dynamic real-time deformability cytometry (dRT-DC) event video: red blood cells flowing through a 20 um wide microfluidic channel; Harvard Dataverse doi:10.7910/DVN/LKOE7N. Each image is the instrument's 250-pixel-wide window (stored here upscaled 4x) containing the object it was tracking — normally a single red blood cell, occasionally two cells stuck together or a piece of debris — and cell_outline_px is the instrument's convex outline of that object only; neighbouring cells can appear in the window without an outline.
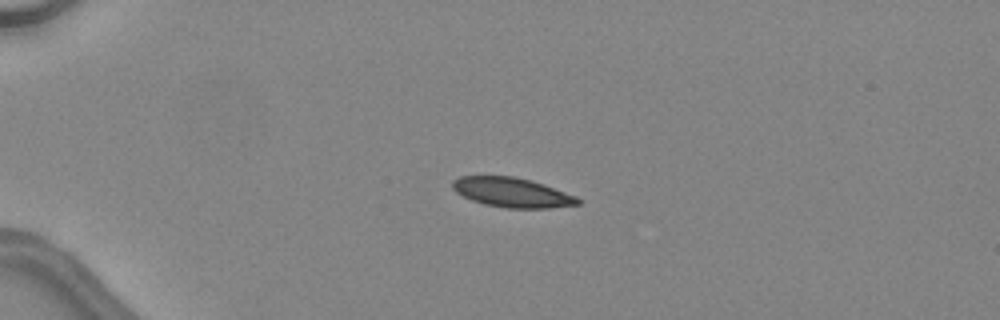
{"species": "common noctule bat (a hibernating species)", "species_latin": "Nyctalus noctula", "temperature_condition": "warm", "stored_images_in_passage": 35, "camera_frame_rate_fps": 3000, "um_per_image_px": 0.085, "animal": {"sex": "female", "body_mass_g": 24.6, "forearm_length_mm": 56.2}, "frame": {"image": 1, "passage_image": 1, "time_ms": 0.0, "image_size_px": [1000, 320], "cell_outline_px": [[580, 204], [548, 208], [508, 208], [484, 204], [472, 200], [456, 192], [452, 188], [452, 180], [460, 176], [516, 176], [532, 180], [544, 184], [576, 196], [580, 200]], "centroid_in_image_um": [43.52, 16.35], "position_along_channel_um": 41.5, "area_um2": 21.62}}
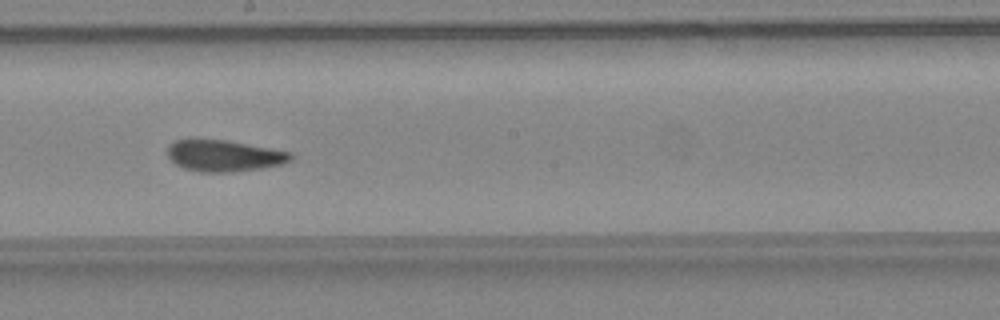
{"frame": {"image": 2, "passage_image": 17, "time_ms": 5.333, "image_size_px": [1000, 320], "cell_outline_px": [[292, 160], [280, 164], [260, 168], [232, 172], [200, 172], [184, 168], [176, 164], [168, 156], [168, 144], [176, 140], [192, 136], [228, 140], [292, 152]], "centroid_in_image_um": [18.98, 13.19], "position_along_channel_um": 229.2, "area_um2": 23.12}}
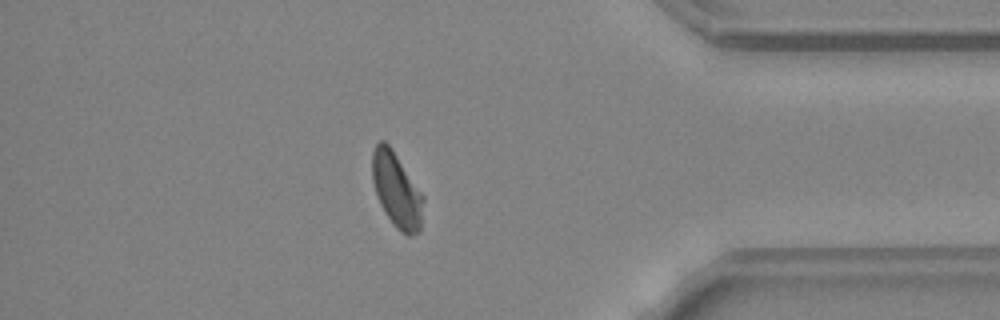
{"frame": {"image": 3, "passage_image": 30, "time_ms": 9.667, "image_size_px": [1000, 320], "cell_outline_px": [[424, 200], [420, 232], [412, 236], [408, 236], [400, 232], [392, 224], [384, 212], [380, 204], [372, 180], [372, 152], [376, 144], [380, 140], [384, 140], [392, 148], [424, 196]], "centroid_in_image_um": [33.72, 16.18], "position_along_channel_um": 401.5, "area_um2": 22.48}, "authors_computed_cell_mechanics": {"area_um2": 22.4842, "velocity_mm_per_s": 4.5208, "shape_relaxation_time_tau1_ms": 6.8381, "shape_relaxation_time_tau2_ms": 1.4113, "deformation_change_tau1": 0.1541, "deformation_change_tau2": 0.0626}}